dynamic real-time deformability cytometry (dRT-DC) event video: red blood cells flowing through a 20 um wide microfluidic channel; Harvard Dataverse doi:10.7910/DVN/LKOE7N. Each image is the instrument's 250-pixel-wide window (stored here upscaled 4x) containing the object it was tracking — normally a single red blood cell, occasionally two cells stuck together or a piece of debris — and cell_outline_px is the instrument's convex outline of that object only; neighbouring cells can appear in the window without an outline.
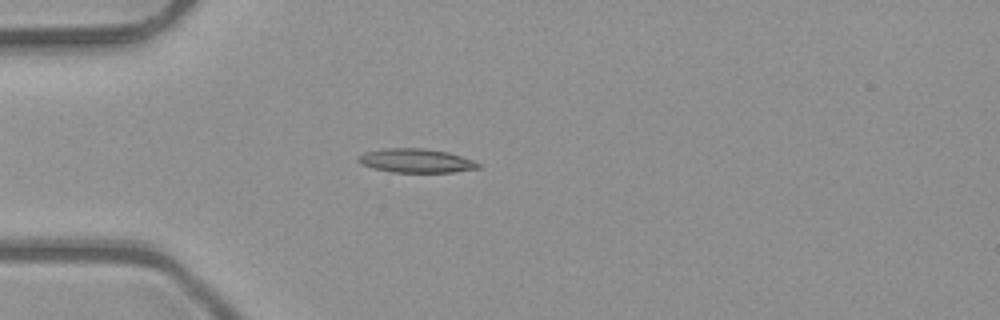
{"species": "common noctule bat (a hibernating species)", "species_latin": "Nyctalus noctula", "temperature_condition": "room temperature", "stored_images_in_passage": 5, "camera_frame_rate_fps": 3000, "um_per_image_px": 0.085, "animal": {"sex": "male", "body_mass_g": 23.1, "forearm_length_mm": 52.7}, "frame": {"image": 1, "passage_image": 4, "time_ms": 1.0, "image_size_px": [1000, 320], "cell_outline_px": [[480, 168], [452, 172], [392, 172], [372, 168], [360, 164], [356, 160], [356, 156], [364, 152], [384, 148], [424, 148], [448, 152], [476, 160], [480, 164]], "centroid_in_image_um": [35.34, 13.65], "position_along_channel_um": 49.7, "area_um2": 16.99}}